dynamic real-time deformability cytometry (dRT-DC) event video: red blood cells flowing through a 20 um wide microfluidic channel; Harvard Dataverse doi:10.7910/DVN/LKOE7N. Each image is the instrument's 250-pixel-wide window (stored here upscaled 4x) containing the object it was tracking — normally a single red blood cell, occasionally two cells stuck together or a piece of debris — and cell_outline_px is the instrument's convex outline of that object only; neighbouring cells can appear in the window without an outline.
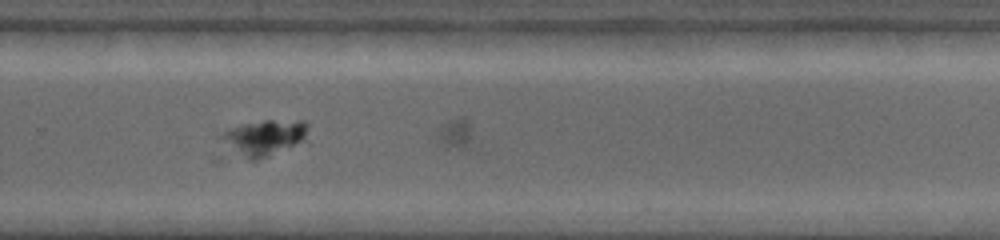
{"species": "common noctule bat (a hibernating species)", "species_latin": "Nyctalus noctula", "temperature_condition": "warm", "stored_images_in_passage": 17, "segment_of_instrument_passage": [2, 2], "camera_frame_rate_fps": 5000, "um_per_image_px": 0.085, "animal": {"sex": "female", "body_mass_g": 19.0, "forearm_length_mm": 53.3}, "frame": {"image": 1, "passage_image": 15, "time_ms": 9.2, "image_size_px": [1000, 240], "cell_outline_px": [[308, 128], [304, 136], [300, 140], [292, 144], [256, 160], [248, 160], [240, 156], [220, 136], [228, 128], [244, 124], [264, 120], [304, 120], [308, 124]], "centroid_in_image_um": [22.44, 11.65], "position_along_channel_um": 307.4, "area_um2": 16.99}}